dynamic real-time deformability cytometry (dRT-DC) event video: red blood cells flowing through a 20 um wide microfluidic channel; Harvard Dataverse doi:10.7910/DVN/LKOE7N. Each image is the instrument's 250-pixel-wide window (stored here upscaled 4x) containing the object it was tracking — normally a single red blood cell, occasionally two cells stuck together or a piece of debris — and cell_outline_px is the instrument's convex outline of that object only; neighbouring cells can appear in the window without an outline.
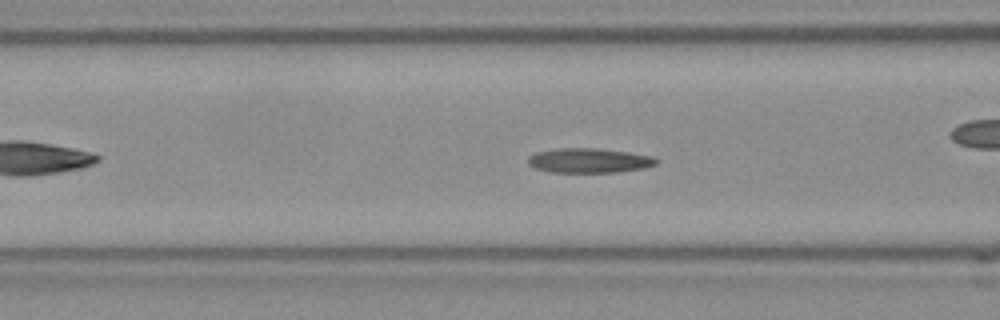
{"species": "Egyptian fruit bat (a non-hibernating species)", "species_latin": "Rousettus aegyptiacus", "temperature_condition": "room temperature", "stored_images_in_passage": 15, "camera_frame_rate_fps": 3000, "um_per_image_px": 0.085, "frame": {"image": 1, "passage_image": 11, "time_ms": 3.333, "image_size_px": [1000, 320], "cell_outline_px": [[660, 160], [656, 164], [644, 168], [616, 172], [548, 172], [536, 168], [528, 164], [528, 156], [536, 152], [556, 148], [596, 148], [628, 152], [652, 156]], "centroid_in_image_um": [50.06, 13.64], "position_along_channel_um": 116.5, "area_um2": 18.44}}